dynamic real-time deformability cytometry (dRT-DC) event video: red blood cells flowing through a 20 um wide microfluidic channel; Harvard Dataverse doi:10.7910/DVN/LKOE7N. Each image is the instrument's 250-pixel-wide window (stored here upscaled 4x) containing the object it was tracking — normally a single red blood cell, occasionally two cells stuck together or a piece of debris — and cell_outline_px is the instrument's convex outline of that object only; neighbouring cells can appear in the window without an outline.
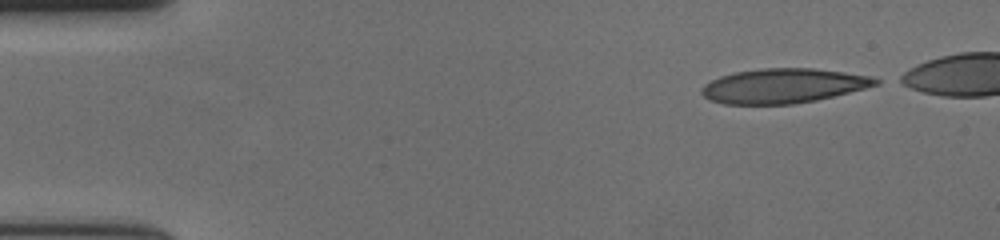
{"species": "human", "species_latin": "Homo sapiens", "temperature_condition": "cold", "stored_images_in_passage": 48, "camera_frame_rate_fps": 3000, "um_per_image_px": 0.085, "donor": {"sex": "female"}, "frame": {"image": 1, "passage_image": 1, "time_ms": 0.0, "image_size_px": [1000, 240], "cell_outline_px": [[880, 84], [816, 100], [796, 104], [724, 104], [708, 100], [700, 92], [700, 88], [704, 84], [720, 76], [736, 72], [764, 68], [812, 68], [844, 72], [872, 76], [880, 80]], "centroid_in_image_um": [66.55, 7.3], "position_along_channel_um": 18.4, "area_um2": 35.03}}
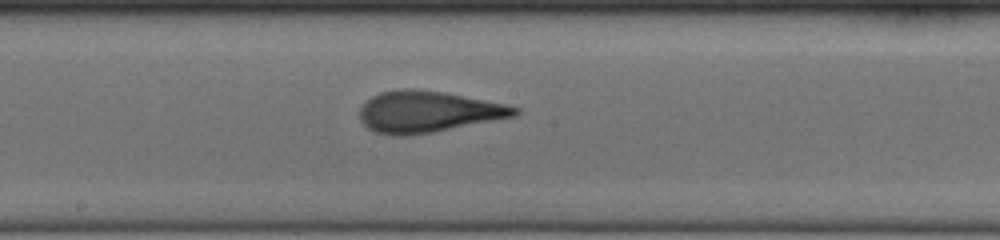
{"frame": {"image": 2, "passage_image": 26, "time_ms": 8.333, "image_size_px": [1000, 240], "cell_outline_px": [[520, 112], [516, 116], [432, 132], [376, 132], [368, 128], [360, 120], [360, 108], [372, 96], [380, 92], [396, 88], [416, 88], [444, 92], [504, 104], [520, 108]], "centroid_in_image_um": [36.4, 9.44], "position_along_channel_um": 211.8, "area_um2": 36.3}}
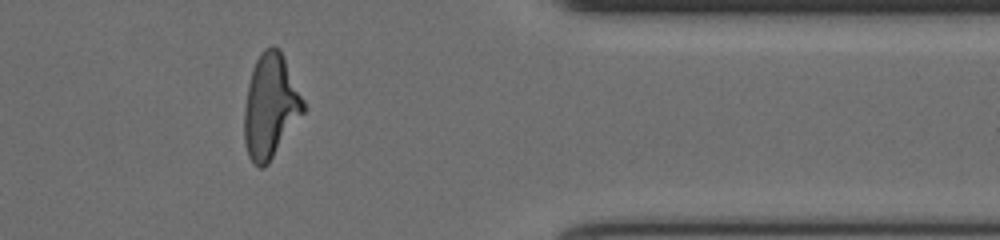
{"frame": {"image": 3, "passage_image": 42, "time_ms": 13.667, "image_size_px": [1000, 240], "cell_outline_px": [[304, 112], [268, 164], [264, 168], [260, 168], [248, 156], [244, 144], [244, 108], [248, 84], [252, 68], [260, 52], [264, 48], [272, 44], [276, 44], [280, 48], [304, 100]], "centroid_in_image_um": [22.97, 8.99], "position_along_channel_um": 388.4, "area_um2": 35.95}}